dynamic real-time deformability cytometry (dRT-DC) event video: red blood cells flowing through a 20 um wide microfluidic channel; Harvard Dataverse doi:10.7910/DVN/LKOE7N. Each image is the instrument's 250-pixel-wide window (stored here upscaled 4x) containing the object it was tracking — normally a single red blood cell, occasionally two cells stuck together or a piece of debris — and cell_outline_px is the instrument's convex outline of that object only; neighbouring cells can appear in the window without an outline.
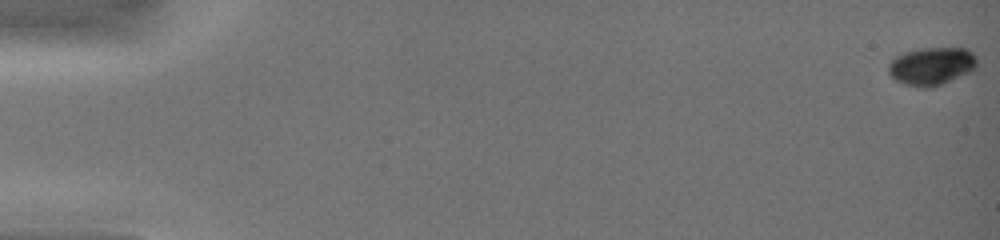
{"species": "common noctule bat (a hibernating species)", "species_latin": "Nyctalus noctula", "temperature_condition": "warm", "stored_images_in_passage": 57, "camera_frame_rate_fps": 3000, "um_per_image_px": 0.085, "animal": {"sex": "female", "body_mass_g": 19.0, "forearm_length_mm": 51.5}, "frame": {"image": 1, "passage_image": 1, "time_ms": 0.0, "image_size_px": [1000, 240], "cell_outline_px": [[976, 68], [968, 72], [932, 88], [920, 88], [904, 84], [896, 80], [888, 72], [888, 64], [896, 56], [904, 52], [920, 48], [964, 48], [972, 52], [976, 56]], "centroid_in_image_um": [79.16, 5.62], "position_along_channel_um": 5.8, "area_um2": 19.48}}
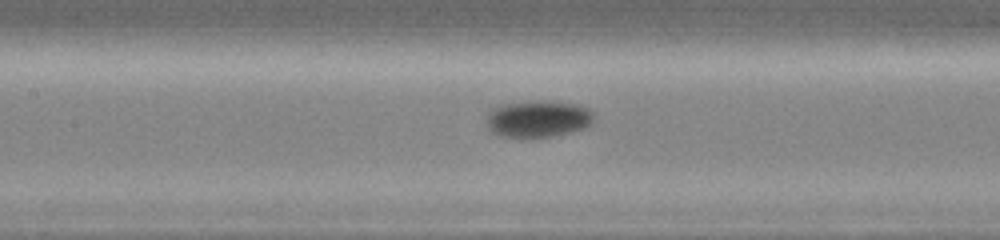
{"frame": {"image": 2, "passage_image": 28, "time_ms": 8.0, "image_size_px": [1000, 240], "cell_outline_px": [[592, 120], [588, 128], [552, 136], [532, 140], [500, 136], [492, 132], [488, 128], [488, 112], [492, 108], [500, 104], [536, 100], [580, 104], [588, 108], [592, 112]], "centroid_in_image_um": [45.72, 10.13], "position_along_channel_um": 161.7, "area_um2": 23.7}}
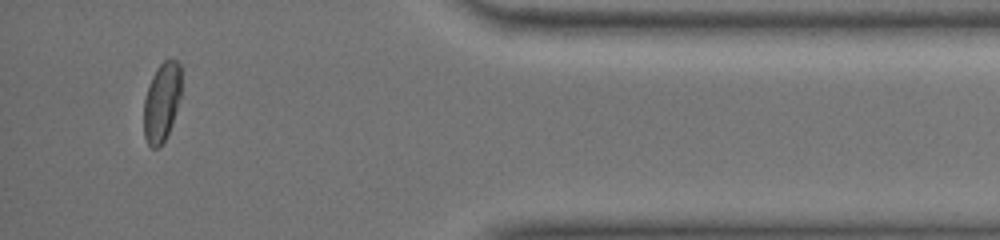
{"frame": {"image": 3, "passage_image": 54, "time_ms": 14.667, "image_size_px": [1000, 240], "cell_outline_px": [[180, 100], [168, 132], [160, 148], [152, 148], [148, 144], [144, 136], [144, 100], [148, 84], [156, 68], [164, 60], [176, 60], [180, 64]], "centroid_in_image_um": [13.73, 8.68], "position_along_channel_um": 421.5, "area_um2": 17.22}, "authors_computed_cell_mechanics": {"area_um2": 20.8658, "velocity_mm_per_s": 4.2768, "shape_relaxation_time_tau1_ms": 3.2612, "shape_relaxation_time_tau2_ms": null, "deformation_change_tau1": 0.1248, "deformation_change_tau2": null}}